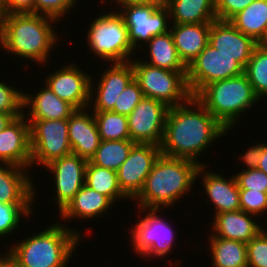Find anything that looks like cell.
I'll return each mask as SVG.
<instances>
[{"label":"cell","mask_w":267,"mask_h":267,"mask_svg":"<svg viewBox=\"0 0 267 267\" xmlns=\"http://www.w3.org/2000/svg\"><path fill=\"white\" fill-rule=\"evenodd\" d=\"M193 105L194 109L197 107L198 110L191 109ZM227 131L228 129L192 96L183 104L169 107L160 145L161 154L198 162L197 157L211 145L210 143L221 135L224 136Z\"/></svg>","instance_id":"obj_1"},{"label":"cell","mask_w":267,"mask_h":267,"mask_svg":"<svg viewBox=\"0 0 267 267\" xmlns=\"http://www.w3.org/2000/svg\"><path fill=\"white\" fill-rule=\"evenodd\" d=\"M201 165L205 164L160 154L146 177L142 190L134 199L138 200L141 213L145 209L147 212L148 209H160V206H172L179 197L191 190Z\"/></svg>","instance_id":"obj_2"},{"label":"cell","mask_w":267,"mask_h":267,"mask_svg":"<svg viewBox=\"0 0 267 267\" xmlns=\"http://www.w3.org/2000/svg\"><path fill=\"white\" fill-rule=\"evenodd\" d=\"M51 17L33 13H11L2 17L1 47L24 59L38 64L47 63L56 44ZM46 61V62H45Z\"/></svg>","instance_id":"obj_3"},{"label":"cell","mask_w":267,"mask_h":267,"mask_svg":"<svg viewBox=\"0 0 267 267\" xmlns=\"http://www.w3.org/2000/svg\"><path fill=\"white\" fill-rule=\"evenodd\" d=\"M56 222L9 248L5 257L15 267H66L81 240L80 232ZM73 230V231H72Z\"/></svg>","instance_id":"obj_4"},{"label":"cell","mask_w":267,"mask_h":267,"mask_svg":"<svg viewBox=\"0 0 267 267\" xmlns=\"http://www.w3.org/2000/svg\"><path fill=\"white\" fill-rule=\"evenodd\" d=\"M195 97L228 130L239 121L242 112L260 101L245 73L211 82Z\"/></svg>","instance_id":"obj_5"},{"label":"cell","mask_w":267,"mask_h":267,"mask_svg":"<svg viewBox=\"0 0 267 267\" xmlns=\"http://www.w3.org/2000/svg\"><path fill=\"white\" fill-rule=\"evenodd\" d=\"M131 63L134 79L144 97L159 100L168 107L183 104L192 97L186 80L187 71H170L142 62V59Z\"/></svg>","instance_id":"obj_6"},{"label":"cell","mask_w":267,"mask_h":267,"mask_svg":"<svg viewBox=\"0 0 267 267\" xmlns=\"http://www.w3.org/2000/svg\"><path fill=\"white\" fill-rule=\"evenodd\" d=\"M87 35L88 46L96 56L112 61V64L132 61L129 56L134 49L129 40L128 28L118 11L96 17Z\"/></svg>","instance_id":"obj_7"},{"label":"cell","mask_w":267,"mask_h":267,"mask_svg":"<svg viewBox=\"0 0 267 267\" xmlns=\"http://www.w3.org/2000/svg\"><path fill=\"white\" fill-rule=\"evenodd\" d=\"M31 136V167H44L72 153L68 136V119L28 120Z\"/></svg>","instance_id":"obj_8"},{"label":"cell","mask_w":267,"mask_h":267,"mask_svg":"<svg viewBox=\"0 0 267 267\" xmlns=\"http://www.w3.org/2000/svg\"><path fill=\"white\" fill-rule=\"evenodd\" d=\"M244 68L232 56L223 54L209 43L187 67L186 80L192 96L206 85L239 76Z\"/></svg>","instance_id":"obj_9"},{"label":"cell","mask_w":267,"mask_h":267,"mask_svg":"<svg viewBox=\"0 0 267 267\" xmlns=\"http://www.w3.org/2000/svg\"><path fill=\"white\" fill-rule=\"evenodd\" d=\"M123 9L118 12L124 19L128 28L129 40L134 51L139 42L147 44L157 35L170 31L168 20L170 14L168 8L160 3H129L120 5ZM123 10V11H122Z\"/></svg>","instance_id":"obj_10"},{"label":"cell","mask_w":267,"mask_h":267,"mask_svg":"<svg viewBox=\"0 0 267 267\" xmlns=\"http://www.w3.org/2000/svg\"><path fill=\"white\" fill-rule=\"evenodd\" d=\"M169 107L156 99L143 97L127 116L131 141L160 146Z\"/></svg>","instance_id":"obj_11"},{"label":"cell","mask_w":267,"mask_h":267,"mask_svg":"<svg viewBox=\"0 0 267 267\" xmlns=\"http://www.w3.org/2000/svg\"><path fill=\"white\" fill-rule=\"evenodd\" d=\"M146 217L131 229V244L142 257H162L171 251L175 234L167 222L157 216L159 209H149Z\"/></svg>","instance_id":"obj_12"},{"label":"cell","mask_w":267,"mask_h":267,"mask_svg":"<svg viewBox=\"0 0 267 267\" xmlns=\"http://www.w3.org/2000/svg\"><path fill=\"white\" fill-rule=\"evenodd\" d=\"M160 154V146L155 144L136 143L132 147L127 159L116 171L119 187L128 199L138 196Z\"/></svg>","instance_id":"obj_13"},{"label":"cell","mask_w":267,"mask_h":267,"mask_svg":"<svg viewBox=\"0 0 267 267\" xmlns=\"http://www.w3.org/2000/svg\"><path fill=\"white\" fill-rule=\"evenodd\" d=\"M74 64L63 66L45 79L47 85L61 100L75 109H84L93 101L92 78ZM93 92V93H92Z\"/></svg>","instance_id":"obj_14"},{"label":"cell","mask_w":267,"mask_h":267,"mask_svg":"<svg viewBox=\"0 0 267 267\" xmlns=\"http://www.w3.org/2000/svg\"><path fill=\"white\" fill-rule=\"evenodd\" d=\"M87 160L76 154L61 157L46 166L55 176L56 201L60 212L85 184Z\"/></svg>","instance_id":"obj_15"},{"label":"cell","mask_w":267,"mask_h":267,"mask_svg":"<svg viewBox=\"0 0 267 267\" xmlns=\"http://www.w3.org/2000/svg\"><path fill=\"white\" fill-rule=\"evenodd\" d=\"M22 114L0 132V162L22 168L31 167L30 124Z\"/></svg>","instance_id":"obj_16"},{"label":"cell","mask_w":267,"mask_h":267,"mask_svg":"<svg viewBox=\"0 0 267 267\" xmlns=\"http://www.w3.org/2000/svg\"><path fill=\"white\" fill-rule=\"evenodd\" d=\"M209 44L232 56L244 69L258 43L239 31L230 21L214 20L210 25Z\"/></svg>","instance_id":"obj_17"},{"label":"cell","mask_w":267,"mask_h":267,"mask_svg":"<svg viewBox=\"0 0 267 267\" xmlns=\"http://www.w3.org/2000/svg\"><path fill=\"white\" fill-rule=\"evenodd\" d=\"M86 110L76 109L68 118V136L72 153L90 161L101 139L93 113Z\"/></svg>","instance_id":"obj_18"},{"label":"cell","mask_w":267,"mask_h":267,"mask_svg":"<svg viewBox=\"0 0 267 267\" xmlns=\"http://www.w3.org/2000/svg\"><path fill=\"white\" fill-rule=\"evenodd\" d=\"M114 65L100 77L93 112L112 111L119 95L134 79L133 65L131 61L113 63Z\"/></svg>","instance_id":"obj_19"},{"label":"cell","mask_w":267,"mask_h":267,"mask_svg":"<svg viewBox=\"0 0 267 267\" xmlns=\"http://www.w3.org/2000/svg\"><path fill=\"white\" fill-rule=\"evenodd\" d=\"M206 168V165L199 167L197 178L203 176L201 177L202 184H204L207 197L216 208L215 214L240 210L239 188L235 176L226 179L218 173H210L209 171L207 173Z\"/></svg>","instance_id":"obj_20"},{"label":"cell","mask_w":267,"mask_h":267,"mask_svg":"<svg viewBox=\"0 0 267 267\" xmlns=\"http://www.w3.org/2000/svg\"><path fill=\"white\" fill-rule=\"evenodd\" d=\"M253 217L256 216L242 210L215 214L212 221L214 233L209 236L237 240L247 244L263 230L262 226L258 225L259 223L253 221Z\"/></svg>","instance_id":"obj_21"},{"label":"cell","mask_w":267,"mask_h":267,"mask_svg":"<svg viewBox=\"0 0 267 267\" xmlns=\"http://www.w3.org/2000/svg\"><path fill=\"white\" fill-rule=\"evenodd\" d=\"M173 25L170 33L174 45L179 58L188 67L209 43L211 23Z\"/></svg>","instance_id":"obj_22"},{"label":"cell","mask_w":267,"mask_h":267,"mask_svg":"<svg viewBox=\"0 0 267 267\" xmlns=\"http://www.w3.org/2000/svg\"><path fill=\"white\" fill-rule=\"evenodd\" d=\"M3 165L0 164V203L33 202L36 190L33 180L26 173L27 168L12 164Z\"/></svg>","instance_id":"obj_23"},{"label":"cell","mask_w":267,"mask_h":267,"mask_svg":"<svg viewBox=\"0 0 267 267\" xmlns=\"http://www.w3.org/2000/svg\"><path fill=\"white\" fill-rule=\"evenodd\" d=\"M23 106L24 109H30L28 114L24 113L30 120L68 119L76 110L71 104L61 100L47 85L34 97L24 92Z\"/></svg>","instance_id":"obj_24"},{"label":"cell","mask_w":267,"mask_h":267,"mask_svg":"<svg viewBox=\"0 0 267 267\" xmlns=\"http://www.w3.org/2000/svg\"><path fill=\"white\" fill-rule=\"evenodd\" d=\"M113 202L105 195L100 194L86 184L75 194L74 198L60 212L61 218L90 219L107 213Z\"/></svg>","instance_id":"obj_25"},{"label":"cell","mask_w":267,"mask_h":267,"mask_svg":"<svg viewBox=\"0 0 267 267\" xmlns=\"http://www.w3.org/2000/svg\"><path fill=\"white\" fill-rule=\"evenodd\" d=\"M173 24L212 23L217 19L213 0H165Z\"/></svg>","instance_id":"obj_26"},{"label":"cell","mask_w":267,"mask_h":267,"mask_svg":"<svg viewBox=\"0 0 267 267\" xmlns=\"http://www.w3.org/2000/svg\"><path fill=\"white\" fill-rule=\"evenodd\" d=\"M230 22L258 44L267 45V0H255Z\"/></svg>","instance_id":"obj_27"},{"label":"cell","mask_w":267,"mask_h":267,"mask_svg":"<svg viewBox=\"0 0 267 267\" xmlns=\"http://www.w3.org/2000/svg\"><path fill=\"white\" fill-rule=\"evenodd\" d=\"M147 44L150 61L144 62L170 71H187V67L178 56L170 31L152 37Z\"/></svg>","instance_id":"obj_28"},{"label":"cell","mask_w":267,"mask_h":267,"mask_svg":"<svg viewBox=\"0 0 267 267\" xmlns=\"http://www.w3.org/2000/svg\"><path fill=\"white\" fill-rule=\"evenodd\" d=\"M213 267H244L247 265V244L210 236Z\"/></svg>","instance_id":"obj_29"},{"label":"cell","mask_w":267,"mask_h":267,"mask_svg":"<svg viewBox=\"0 0 267 267\" xmlns=\"http://www.w3.org/2000/svg\"><path fill=\"white\" fill-rule=\"evenodd\" d=\"M85 184L100 194L107 196L113 203L117 199L127 198L119 187L117 172L98 167L90 161L87 162L85 169Z\"/></svg>","instance_id":"obj_30"},{"label":"cell","mask_w":267,"mask_h":267,"mask_svg":"<svg viewBox=\"0 0 267 267\" xmlns=\"http://www.w3.org/2000/svg\"><path fill=\"white\" fill-rule=\"evenodd\" d=\"M135 144L131 140H101L90 162L98 167L117 171Z\"/></svg>","instance_id":"obj_31"},{"label":"cell","mask_w":267,"mask_h":267,"mask_svg":"<svg viewBox=\"0 0 267 267\" xmlns=\"http://www.w3.org/2000/svg\"><path fill=\"white\" fill-rule=\"evenodd\" d=\"M255 95L260 99L267 96V45L258 44L244 69Z\"/></svg>","instance_id":"obj_32"},{"label":"cell","mask_w":267,"mask_h":267,"mask_svg":"<svg viewBox=\"0 0 267 267\" xmlns=\"http://www.w3.org/2000/svg\"><path fill=\"white\" fill-rule=\"evenodd\" d=\"M101 140H131L127 116L112 111L93 113Z\"/></svg>","instance_id":"obj_33"},{"label":"cell","mask_w":267,"mask_h":267,"mask_svg":"<svg viewBox=\"0 0 267 267\" xmlns=\"http://www.w3.org/2000/svg\"><path fill=\"white\" fill-rule=\"evenodd\" d=\"M33 203H0V237L11 234L20 224L21 216L29 217Z\"/></svg>","instance_id":"obj_34"},{"label":"cell","mask_w":267,"mask_h":267,"mask_svg":"<svg viewBox=\"0 0 267 267\" xmlns=\"http://www.w3.org/2000/svg\"><path fill=\"white\" fill-rule=\"evenodd\" d=\"M24 92L0 82V113L12 114L15 118L24 114Z\"/></svg>","instance_id":"obj_35"},{"label":"cell","mask_w":267,"mask_h":267,"mask_svg":"<svg viewBox=\"0 0 267 267\" xmlns=\"http://www.w3.org/2000/svg\"><path fill=\"white\" fill-rule=\"evenodd\" d=\"M143 97L139 84L133 79L119 95L112 112L128 116Z\"/></svg>","instance_id":"obj_36"},{"label":"cell","mask_w":267,"mask_h":267,"mask_svg":"<svg viewBox=\"0 0 267 267\" xmlns=\"http://www.w3.org/2000/svg\"><path fill=\"white\" fill-rule=\"evenodd\" d=\"M247 265L267 267V230H261L247 243Z\"/></svg>","instance_id":"obj_37"},{"label":"cell","mask_w":267,"mask_h":267,"mask_svg":"<svg viewBox=\"0 0 267 267\" xmlns=\"http://www.w3.org/2000/svg\"><path fill=\"white\" fill-rule=\"evenodd\" d=\"M77 0H34V14L60 20L74 7Z\"/></svg>","instance_id":"obj_38"},{"label":"cell","mask_w":267,"mask_h":267,"mask_svg":"<svg viewBox=\"0 0 267 267\" xmlns=\"http://www.w3.org/2000/svg\"><path fill=\"white\" fill-rule=\"evenodd\" d=\"M240 210L253 214H261L267 211V193L261 191H252L248 189H239Z\"/></svg>","instance_id":"obj_39"},{"label":"cell","mask_w":267,"mask_h":267,"mask_svg":"<svg viewBox=\"0 0 267 267\" xmlns=\"http://www.w3.org/2000/svg\"><path fill=\"white\" fill-rule=\"evenodd\" d=\"M239 189L267 193V174L257 168L245 169L235 175Z\"/></svg>","instance_id":"obj_40"},{"label":"cell","mask_w":267,"mask_h":267,"mask_svg":"<svg viewBox=\"0 0 267 267\" xmlns=\"http://www.w3.org/2000/svg\"><path fill=\"white\" fill-rule=\"evenodd\" d=\"M255 0H213L218 20L230 21Z\"/></svg>","instance_id":"obj_41"},{"label":"cell","mask_w":267,"mask_h":267,"mask_svg":"<svg viewBox=\"0 0 267 267\" xmlns=\"http://www.w3.org/2000/svg\"><path fill=\"white\" fill-rule=\"evenodd\" d=\"M2 14L11 13H33L34 14V0H8L1 7Z\"/></svg>","instance_id":"obj_42"},{"label":"cell","mask_w":267,"mask_h":267,"mask_svg":"<svg viewBox=\"0 0 267 267\" xmlns=\"http://www.w3.org/2000/svg\"><path fill=\"white\" fill-rule=\"evenodd\" d=\"M262 143H257V145L247 149L246 153L241 155V158L244 161V165L247 166V169L257 168L261 159Z\"/></svg>","instance_id":"obj_43"},{"label":"cell","mask_w":267,"mask_h":267,"mask_svg":"<svg viewBox=\"0 0 267 267\" xmlns=\"http://www.w3.org/2000/svg\"><path fill=\"white\" fill-rule=\"evenodd\" d=\"M257 169L267 174V144L262 143L261 159Z\"/></svg>","instance_id":"obj_44"},{"label":"cell","mask_w":267,"mask_h":267,"mask_svg":"<svg viewBox=\"0 0 267 267\" xmlns=\"http://www.w3.org/2000/svg\"><path fill=\"white\" fill-rule=\"evenodd\" d=\"M118 5H125L129 3H160L164 4L165 0H114Z\"/></svg>","instance_id":"obj_45"},{"label":"cell","mask_w":267,"mask_h":267,"mask_svg":"<svg viewBox=\"0 0 267 267\" xmlns=\"http://www.w3.org/2000/svg\"><path fill=\"white\" fill-rule=\"evenodd\" d=\"M14 118L12 114L0 113V132L5 129Z\"/></svg>","instance_id":"obj_46"},{"label":"cell","mask_w":267,"mask_h":267,"mask_svg":"<svg viewBox=\"0 0 267 267\" xmlns=\"http://www.w3.org/2000/svg\"><path fill=\"white\" fill-rule=\"evenodd\" d=\"M0 267H11V262L5 256H0Z\"/></svg>","instance_id":"obj_47"},{"label":"cell","mask_w":267,"mask_h":267,"mask_svg":"<svg viewBox=\"0 0 267 267\" xmlns=\"http://www.w3.org/2000/svg\"><path fill=\"white\" fill-rule=\"evenodd\" d=\"M2 17H3V14L0 8V43H1Z\"/></svg>","instance_id":"obj_48"},{"label":"cell","mask_w":267,"mask_h":267,"mask_svg":"<svg viewBox=\"0 0 267 267\" xmlns=\"http://www.w3.org/2000/svg\"><path fill=\"white\" fill-rule=\"evenodd\" d=\"M8 0H0V8L7 2Z\"/></svg>","instance_id":"obj_49"}]
</instances>
